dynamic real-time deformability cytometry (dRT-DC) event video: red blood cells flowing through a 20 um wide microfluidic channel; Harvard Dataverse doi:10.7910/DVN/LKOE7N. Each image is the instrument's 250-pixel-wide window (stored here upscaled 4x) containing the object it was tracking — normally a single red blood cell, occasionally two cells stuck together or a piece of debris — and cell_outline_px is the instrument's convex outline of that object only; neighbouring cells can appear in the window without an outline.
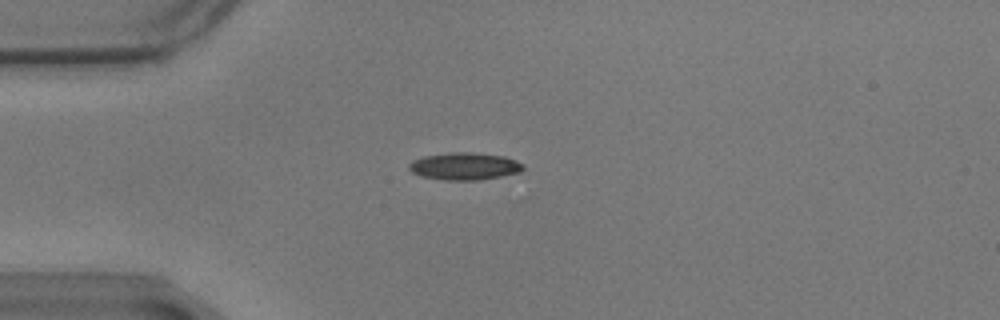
{"species": "common noctule bat (a hibernating species)", "species_latin": "Nyctalus noctula", "temperature_condition": "warm", "stored_images_in_passage": 23, "camera_frame_rate_fps": 3000, "um_per_image_px": 0.085, "animal": {"sex": "male", "body_mass_g": 17.9}, "frame": {"image": 1, "passage_image": 2, "time_ms": 0.333, "image_size_px": [1000, 320], "cell_outline_px": [[524, 168], [520, 172], [480, 180], [444, 180], [420, 176], [412, 172], [408, 168], [408, 164], [412, 160], [424, 156], [452, 152], [472, 152], [504, 156], [516, 160], [524, 164]], "centroid_in_image_um": [39.48, 14.13], "position_along_channel_um": 45.5, "area_um2": 18.26}}
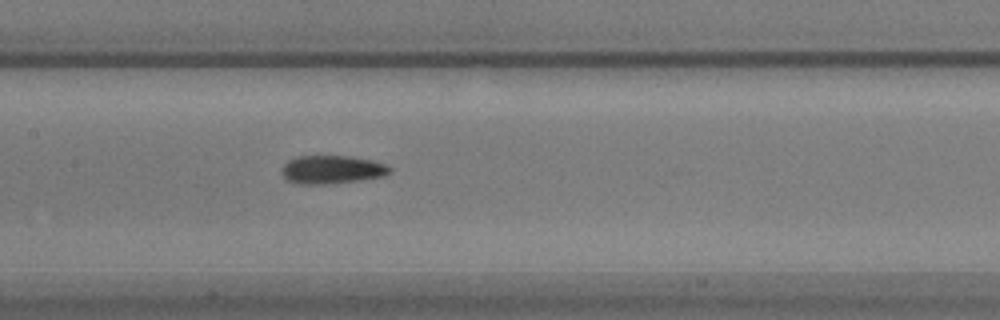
{"frame": {"image": 2, "passage_image": 15, "time_ms": 4.667, "image_size_px": [1000, 320], "cell_outline_px": [[392, 172], [384, 176], [360, 180], [332, 184], [300, 184], [288, 180], [280, 172], [280, 168], [288, 160], [296, 156], [348, 156], [372, 160], [388, 164], [392, 168]], "centroid_in_image_um": [28.23, 14.41], "position_along_channel_um": 179.2, "area_um2": 18.09}}
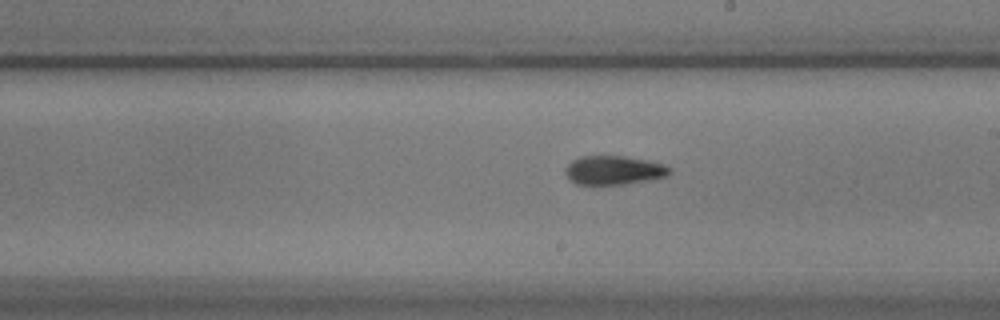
{"frame": {"image": 3, "passage_image": 20, "time_ms": 6.333, "image_size_px": [1000, 320], "cell_outline_px": [[672, 172], [668, 176], [648, 180], [624, 184], [576, 184], [568, 180], [564, 172], [564, 168], [572, 160], [580, 156], [624, 156], [648, 160], [664, 164], [672, 168]], "centroid_in_image_um": [52.17, 14.46], "position_along_channel_um": 236.8, "area_um2": 17.8}}